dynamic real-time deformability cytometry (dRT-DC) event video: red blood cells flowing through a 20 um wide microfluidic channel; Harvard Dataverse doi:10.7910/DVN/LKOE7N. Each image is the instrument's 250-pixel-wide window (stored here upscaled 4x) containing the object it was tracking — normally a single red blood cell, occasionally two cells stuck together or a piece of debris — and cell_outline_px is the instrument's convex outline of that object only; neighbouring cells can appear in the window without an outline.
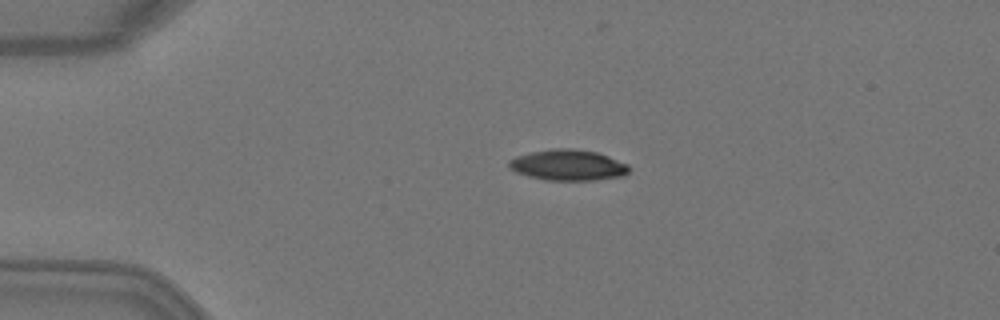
{"species": "Egyptian fruit bat (a non-hibernating species)", "species_latin": "Rousettus aegyptiacus", "temperature_condition": "warm", "stored_images_in_passage": 4, "camera_frame_rate_fps": 3000, "um_per_image_px": 0.085, "animal": {"sex": "female"}, "frame": {"image": 1, "passage_image": 3, "time_ms": 0.667, "image_size_px": [1000, 320], "cell_outline_px": [[628, 172], [620, 176], [596, 180], [544, 180], [528, 176], [516, 172], [508, 168], [508, 160], [516, 156], [528, 152], [552, 148], [572, 148], [596, 152], [608, 156], [628, 164]], "centroid_in_image_um": [48.22, 14.02], "position_along_channel_um": 36.8, "area_um2": 21.68}}